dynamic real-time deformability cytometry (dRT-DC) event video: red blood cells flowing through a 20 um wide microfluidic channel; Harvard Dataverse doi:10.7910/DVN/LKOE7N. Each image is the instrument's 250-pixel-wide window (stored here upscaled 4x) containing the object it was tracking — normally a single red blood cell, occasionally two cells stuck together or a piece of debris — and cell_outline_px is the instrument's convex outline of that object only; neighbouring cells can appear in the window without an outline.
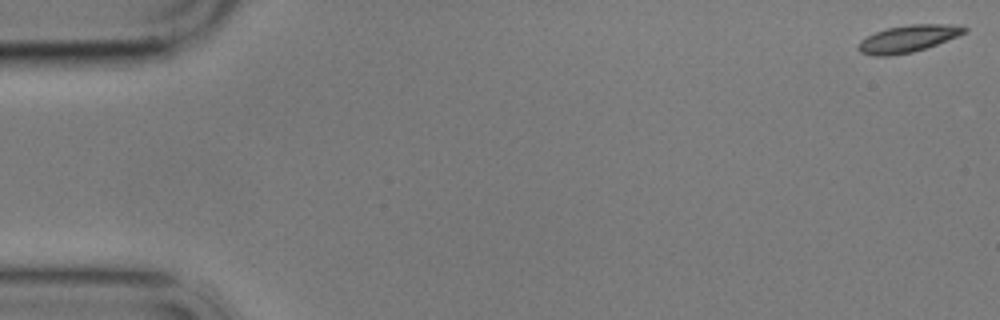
{"species": "common noctule bat (a hibernating species)", "species_latin": "Nyctalus noctula", "temperature_condition": "cold", "stored_images_in_passage": 5, "camera_frame_rate_fps": 3000, "um_per_image_px": 0.085, "animal": {"sex": "male", "body_mass_g": 17.9}, "frame": {"image": 1, "passage_image": 1, "time_ms": 0.0, "image_size_px": [1000, 320], "cell_outline_px": [[968, 32], [936, 44], [912, 52], [888, 56], [876, 56], [860, 52], [856, 48], [860, 40], [876, 32], [888, 28], [912, 24], [956, 24], [968, 28]], "centroid_in_image_um": [77.19, 3.28], "position_along_channel_um": 7.8, "area_um2": 16.59}}
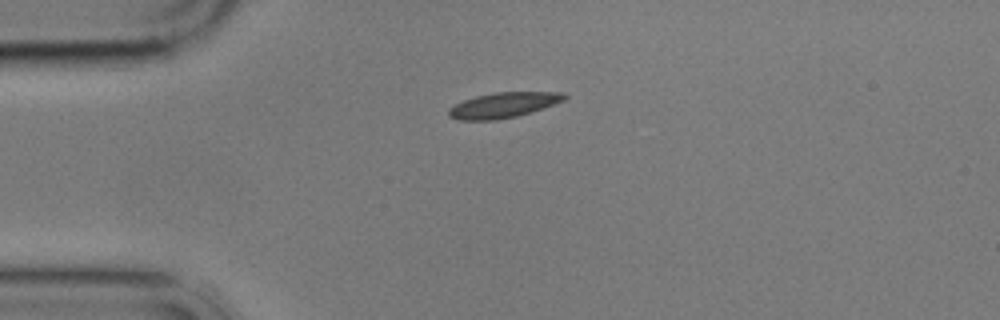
{"frame": {"image": 2, "passage_image": 5, "time_ms": 4.333, "image_size_px": [1000, 320], "cell_outline_px": [[568, 96], [564, 100], [532, 112], [516, 116], [496, 120], [460, 120], [448, 116], [448, 108], [464, 100], [476, 96], [496, 92], [564, 92]], "centroid_in_image_um": [42.79, 8.93], "position_along_channel_um": 42.2, "area_um2": 16.99}}